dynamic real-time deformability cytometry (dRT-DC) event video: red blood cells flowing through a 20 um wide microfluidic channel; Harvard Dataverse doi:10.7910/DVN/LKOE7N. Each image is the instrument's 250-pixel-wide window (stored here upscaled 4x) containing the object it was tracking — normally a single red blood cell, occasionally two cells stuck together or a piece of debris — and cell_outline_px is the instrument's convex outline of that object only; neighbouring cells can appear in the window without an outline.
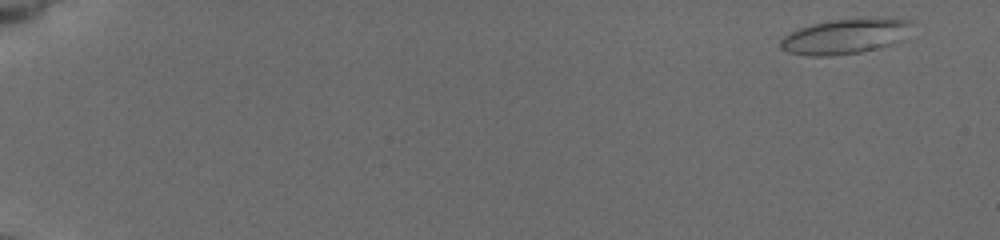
{"species": "common noctule bat (a hibernating species)", "species_latin": "Nyctalus noctula", "temperature_condition": "cold", "stored_images_in_passage": 78, "camera_frame_rate_fps": 3000, "um_per_image_px": 0.085, "animal": {"sex": "female", "body_mass_g": 19.5, "forearm_length_mm": 54.1}, "frame": {"image": 1, "passage_image": 1, "time_ms": 0.0, "image_size_px": [1000, 240], "cell_outline_px": [[916, 36], [892, 44], [860, 52], [832, 56], [808, 56], [788, 52], [780, 48], [780, 40], [784, 36], [800, 28], [812, 24], [836, 20], [884, 16], [892, 16], [916, 20]], "centroid_in_image_um": [72.1, 3.05], "position_along_channel_um": 12.9, "area_um2": 28.21}}
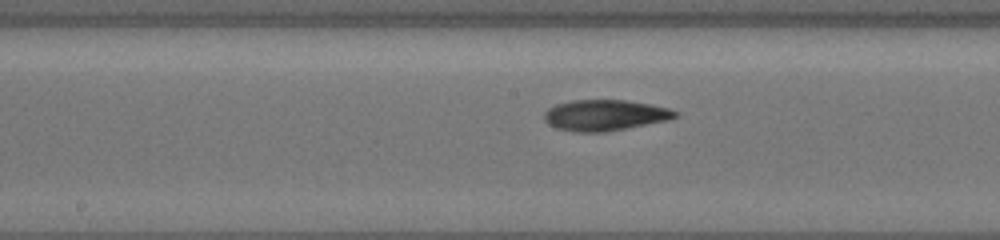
{"frame": {"image": 2, "passage_image": 47, "time_ms": 9.667, "image_size_px": [1000, 240], "cell_outline_px": [[680, 116], [668, 120], [604, 132], [576, 132], [556, 128], [548, 124], [544, 120], [544, 112], [548, 108], [556, 104], [572, 100], [628, 100], [652, 104], [672, 108], [680, 112]], "centroid_in_image_um": [51.46, 9.78], "position_along_channel_um": 196.7, "area_um2": 23.87}}
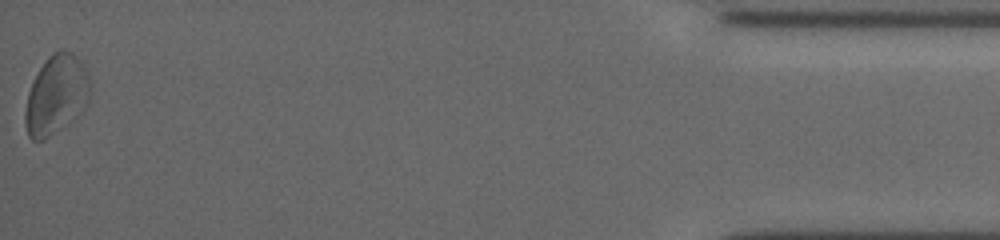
{"frame": {"image": 3, "passage_image": 77, "time_ms": 18.0, "image_size_px": [1000, 240], "cell_outline_px": [[92, 88], [88, 100], [80, 112], [44, 140], [32, 140], [28, 136], [24, 120], [24, 112], [28, 92], [32, 80], [48, 56], [52, 52], [60, 48], [64, 48], [72, 52], [80, 60], [88, 76]], "centroid_in_image_um": [4.75, 8.01], "position_along_channel_um": 430.4, "area_um2": 29.88}, "authors_computed_cell_mechanics": {"area_um2": 23.2934, "velocity_mm_per_s": 3.7271, "shape_relaxation_time_tau1_ms": 3.5472, "shape_relaxation_time_tau2_ms": null, "deformation_change_tau1": 0.1154, "deformation_change_tau2": null}}